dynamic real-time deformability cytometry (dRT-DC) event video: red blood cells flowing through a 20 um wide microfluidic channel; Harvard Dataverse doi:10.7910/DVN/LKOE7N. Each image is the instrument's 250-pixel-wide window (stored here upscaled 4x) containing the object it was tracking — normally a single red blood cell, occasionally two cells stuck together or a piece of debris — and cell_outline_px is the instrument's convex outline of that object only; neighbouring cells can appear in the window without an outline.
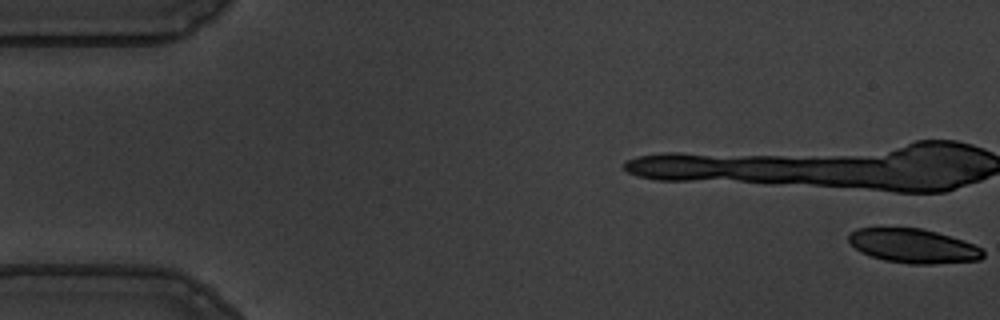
{"species": "common noctule bat (a hibernating species)", "species_latin": "Nyctalus noctula", "temperature_condition": "warm", "stored_images_in_passage": 10, "camera_frame_rate_fps": 3000, "um_per_image_px": 0.085, "animal": {"sex": "male", "body_mass_g": 19.5, "forearm_length_mm": 54.6}, "frame": {"image": 1, "passage_image": 1, "time_ms": 0.0, "image_size_px": [1000, 320], "cell_outline_px": [[984, 256], [980, 260], [932, 264], [908, 264], [884, 260], [860, 252], [848, 240], [848, 232], [856, 228], [920, 228], [936, 232], [964, 240], [980, 248], [984, 252]], "centroid_in_image_um": [77.62, 20.9], "position_along_channel_um": 7.4, "area_um2": 26.76}}